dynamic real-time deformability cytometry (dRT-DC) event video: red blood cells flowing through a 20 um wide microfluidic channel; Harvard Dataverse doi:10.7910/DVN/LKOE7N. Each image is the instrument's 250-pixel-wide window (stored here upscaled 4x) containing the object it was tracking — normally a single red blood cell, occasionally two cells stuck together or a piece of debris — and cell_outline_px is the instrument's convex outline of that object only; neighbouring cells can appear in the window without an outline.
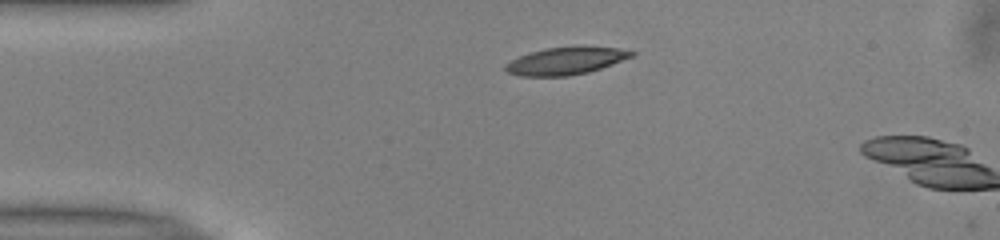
{"species": "common noctule bat (a hibernating species)", "species_latin": "Nyctalus noctula", "temperature_condition": "warm", "stored_images_in_passage": 3, "camera_frame_rate_fps": 3000, "um_per_image_px": 0.085, "animal": {"sex": "male", "body_mass_g": 13.0, "forearm_length_mm": 53.1}, "frame": {"image": 1, "passage_image": 1, "time_ms": 0.0, "image_size_px": [1000, 240], "cell_outline_px": [[636, 52], [632, 56], [612, 64], [588, 72], [568, 76], [520, 76], [508, 72], [504, 68], [504, 64], [520, 56], [544, 48], [576, 44], [584, 44], [616, 48]], "centroid_in_image_um": [48.1, 5.14], "position_along_channel_um": 36.9, "area_um2": 20.52}}